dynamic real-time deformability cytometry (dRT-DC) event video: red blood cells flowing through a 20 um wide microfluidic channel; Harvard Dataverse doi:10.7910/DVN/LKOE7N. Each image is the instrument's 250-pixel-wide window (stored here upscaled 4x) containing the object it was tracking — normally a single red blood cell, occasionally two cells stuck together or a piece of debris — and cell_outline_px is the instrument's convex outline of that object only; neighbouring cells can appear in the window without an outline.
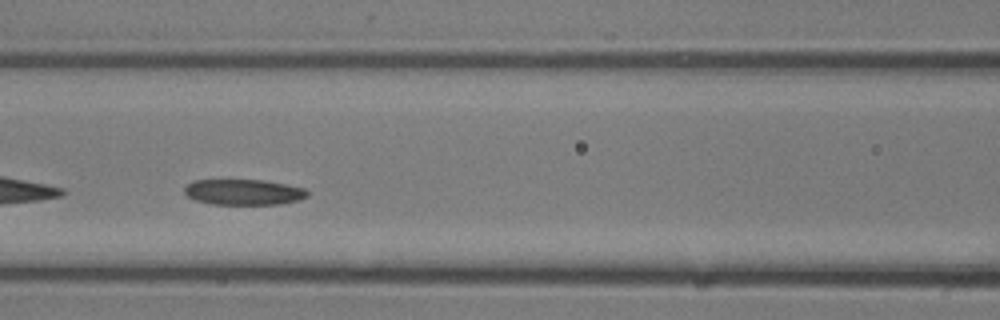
{"species": "common noctule bat (a hibernating species)", "species_latin": "Nyctalus noctula", "temperature_condition": "room temperature", "stored_images_in_passage": 22, "camera_frame_rate_fps": 3000, "um_per_image_px": 0.085, "animal": {"sex": "male", "body_mass_g": 13.3}, "frame": {"image": 1, "passage_image": 10, "time_ms": 3.0, "image_size_px": [1000, 320], "cell_outline_px": [[308, 196], [300, 200], [280, 204], [212, 204], [196, 200], [188, 196], [184, 192], [184, 188], [192, 180], [264, 180], [304, 188], [308, 192]], "centroid_in_image_um": [20.71, 16.33], "position_along_channel_um": 145.9, "area_um2": 18.32}}
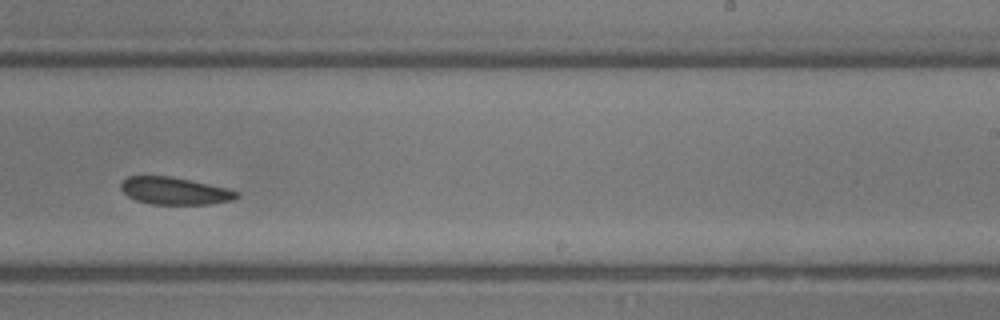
{"frame": {"image": 2, "passage_image": 16, "time_ms": 5.0, "image_size_px": [1000, 320], "cell_outline_px": [[240, 196], [232, 200], [212, 204], [152, 204], [136, 200], [128, 196], [120, 188], [120, 184], [128, 176], [172, 176], [228, 188], [240, 192]], "centroid_in_image_um": [14.88, 16.22], "position_along_channel_um": 274.1, "area_um2": 18.5}}